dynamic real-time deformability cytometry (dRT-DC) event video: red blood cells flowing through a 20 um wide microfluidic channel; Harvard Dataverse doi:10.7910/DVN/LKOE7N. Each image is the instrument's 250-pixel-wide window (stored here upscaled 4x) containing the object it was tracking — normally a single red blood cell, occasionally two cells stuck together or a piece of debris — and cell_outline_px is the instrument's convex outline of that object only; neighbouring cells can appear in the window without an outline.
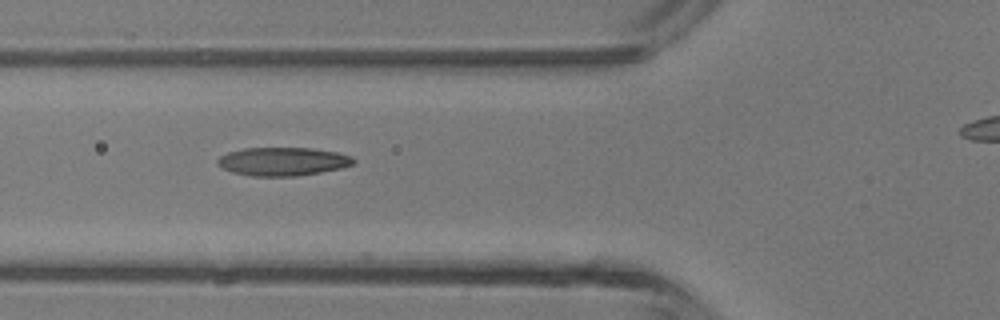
{"species": "common noctule bat (a hibernating species)", "species_latin": "Nyctalus noctula", "temperature_condition": "room temperature", "stored_images_in_passage": 5, "camera_frame_rate_fps": 3000, "um_per_image_px": 0.085, "animal": {"sex": "male", "body_mass_g": 13.3}, "frame": {"image": 1, "passage_image": 5, "time_ms": 1.333, "image_size_px": [1000, 320], "cell_outline_px": [[356, 160], [352, 164], [340, 168], [320, 172], [296, 176], [252, 176], [232, 172], [216, 164], [216, 160], [220, 156], [228, 152], [244, 148], [312, 148], [336, 152], [352, 156]], "centroid_in_image_um": [24.02, 13.72], "position_along_channel_um": 101.8, "area_um2": 22.43}}